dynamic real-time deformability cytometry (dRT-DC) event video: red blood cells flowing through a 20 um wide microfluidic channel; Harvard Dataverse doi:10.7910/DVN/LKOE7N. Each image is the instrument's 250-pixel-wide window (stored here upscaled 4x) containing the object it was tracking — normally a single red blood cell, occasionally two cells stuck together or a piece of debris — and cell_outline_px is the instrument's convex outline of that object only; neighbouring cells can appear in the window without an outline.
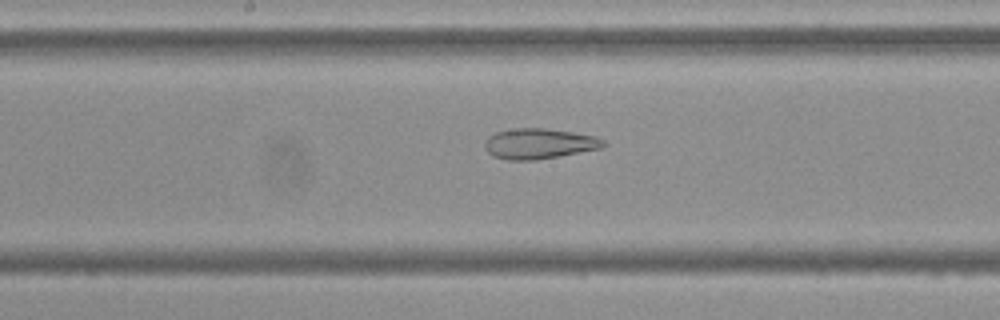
{"species": "Egyptian fruit bat (a non-hibernating species)", "species_latin": "Rousettus aegyptiacus", "temperature_condition": "cold", "stored_images_in_passage": 51, "camera_frame_rate_fps": 3000, "um_per_image_px": 0.085, "frame": {"image": 1, "passage_image": 25, "time_ms": 8.0, "image_size_px": [1000, 320], "cell_outline_px": [[604, 144], [600, 148], [536, 160], [508, 160], [492, 156], [484, 148], [484, 140], [488, 136], [496, 132], [516, 128], [544, 128], [572, 132], [596, 136], [604, 140]], "centroid_in_image_um": [45.76, 12.21], "position_along_channel_um": 202.4, "area_um2": 20.92}}
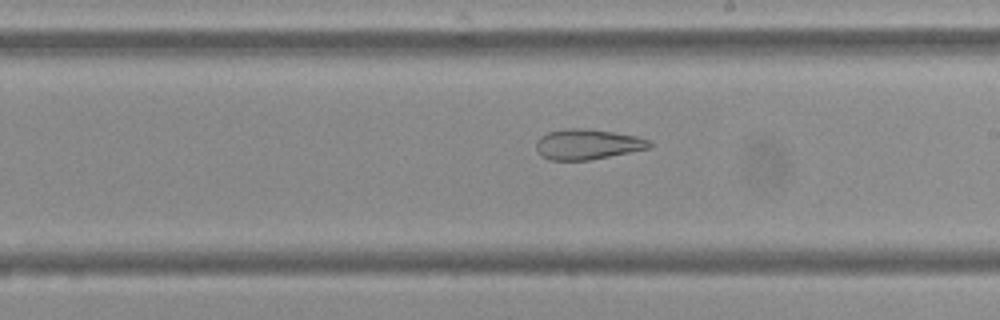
{"frame": {"image": 2, "passage_image": 28, "time_ms": 9.0, "image_size_px": [1000, 320], "cell_outline_px": [[652, 148], [588, 160], [548, 160], [536, 148], [536, 140], [540, 136], [548, 132], [564, 128], [584, 128], [612, 132], [636, 136], [652, 140]], "centroid_in_image_um": [49.96, 12.25], "position_along_channel_um": 239.0, "area_um2": 20.06}}
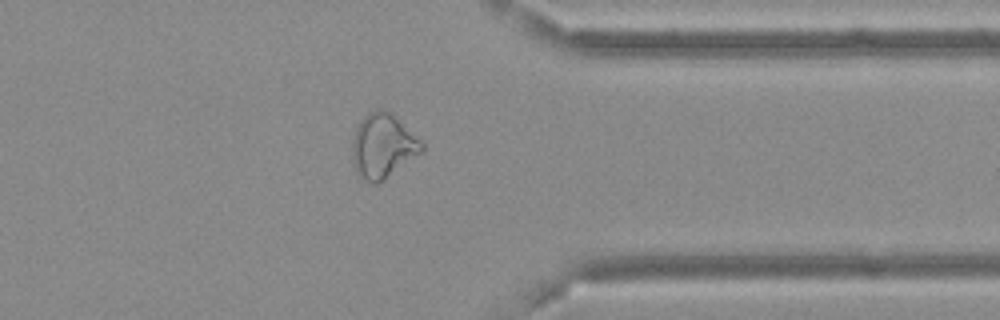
{"frame": {"image": 3, "passage_image": 40, "time_ms": 13.0, "image_size_px": [1000, 320], "cell_outline_px": [[424, 152], [376, 184], [372, 184], [356, 176], [352, 152], [352, 140], [356, 128], [360, 120], [368, 112], [376, 108], [380, 108], [392, 112], [424, 144]], "centroid_in_image_um": [32.54, 12.39], "position_along_channel_um": 378.9, "area_um2": 26.36}, "authors_computed_cell_mechanics": {"area_um2": 26.2412, "velocity_mm_per_s": 3.6773, "shape_relaxation_time_tau1_ms": null, "shape_relaxation_time_tau2_ms": 2.8504, "deformation_change_tau1": null, "deformation_change_tau2": 0.1147}}